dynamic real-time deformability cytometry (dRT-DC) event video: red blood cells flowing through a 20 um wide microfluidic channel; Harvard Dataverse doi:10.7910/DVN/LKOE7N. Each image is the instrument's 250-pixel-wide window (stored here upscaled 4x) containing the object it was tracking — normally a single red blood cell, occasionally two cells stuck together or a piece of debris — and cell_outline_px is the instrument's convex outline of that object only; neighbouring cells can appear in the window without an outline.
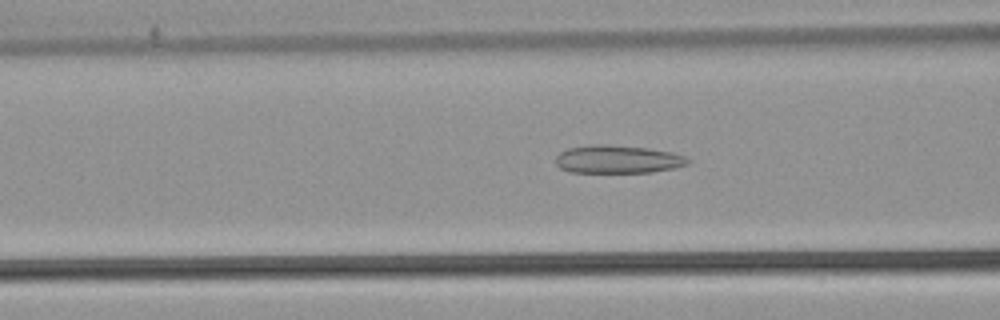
{"species": "common noctule bat (a hibernating species)", "species_latin": "Nyctalus noctula", "temperature_condition": "warm", "stored_images_in_passage": 50, "camera_frame_rate_fps": 3000, "um_per_image_px": 0.085, "animal": {"sex": "male", "body_mass_g": 21.5, "forearm_length_mm": 52.0}, "frame": {"image": 1, "passage_image": 19, "time_ms": 6.0, "image_size_px": [1000, 320], "cell_outline_px": [[692, 160], [688, 164], [676, 168], [652, 172], [568, 172], [560, 168], [556, 164], [556, 156], [560, 152], [568, 148], [592, 144], [604, 144], [644, 148], [672, 152], [684, 156]], "centroid_in_image_um": [52.51, 13.54], "position_along_channel_um": 114.1, "area_um2": 21.62}}
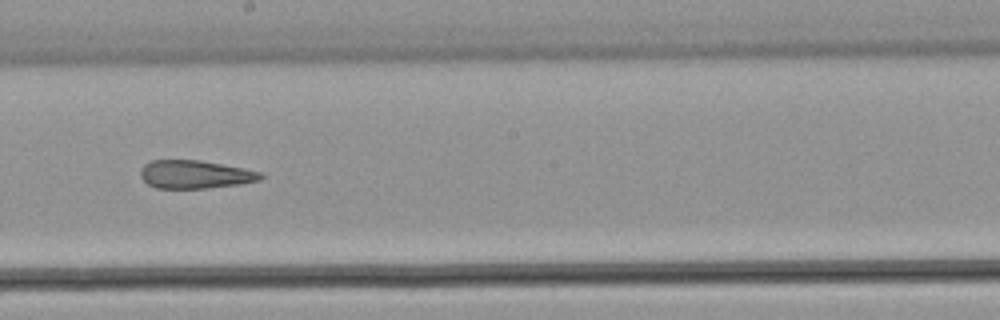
{"frame": {"image": 2, "passage_image": 28, "time_ms": 9.0, "image_size_px": [1000, 320], "cell_outline_px": [[264, 176], [260, 180], [240, 184], [208, 188], [156, 188], [148, 184], [140, 176], [140, 168], [144, 164], [152, 160], [200, 160], [260, 172]], "centroid_in_image_um": [16.54, 14.83], "position_along_channel_um": 231.7, "area_um2": 19.59}}
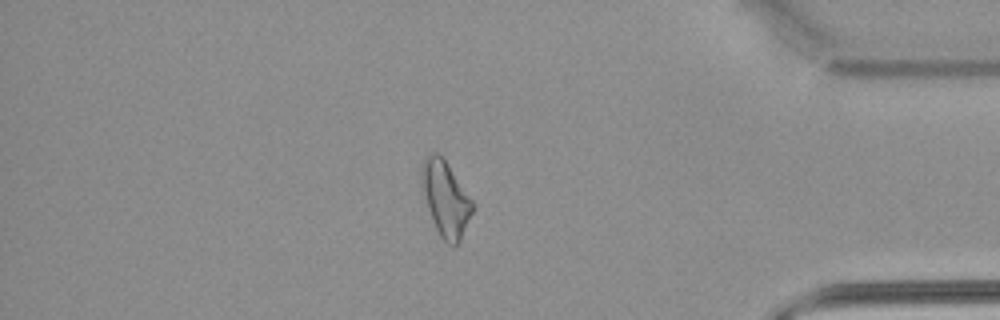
{"frame": {"image": 3, "passage_image": 43, "time_ms": 14.0, "image_size_px": [1000, 320], "cell_outline_px": [[476, 208], [456, 248], [452, 248], [440, 236], [432, 220], [428, 208], [420, 176], [424, 156], [432, 152], [436, 152], [444, 160], [472, 200]], "centroid_in_image_um": [37.89, 16.94], "position_along_channel_um": 397.3, "area_um2": 22.14}, "authors_computed_cell_mechanics": {"area_um2": 22.3108, "velocity_mm_per_s": 3.921, "shape_relaxation_time_tau1_ms": null, "shape_relaxation_time_tau2_ms": 3.4344, "deformation_change_tau1": null, "deformation_change_tau2": 0.1488}}